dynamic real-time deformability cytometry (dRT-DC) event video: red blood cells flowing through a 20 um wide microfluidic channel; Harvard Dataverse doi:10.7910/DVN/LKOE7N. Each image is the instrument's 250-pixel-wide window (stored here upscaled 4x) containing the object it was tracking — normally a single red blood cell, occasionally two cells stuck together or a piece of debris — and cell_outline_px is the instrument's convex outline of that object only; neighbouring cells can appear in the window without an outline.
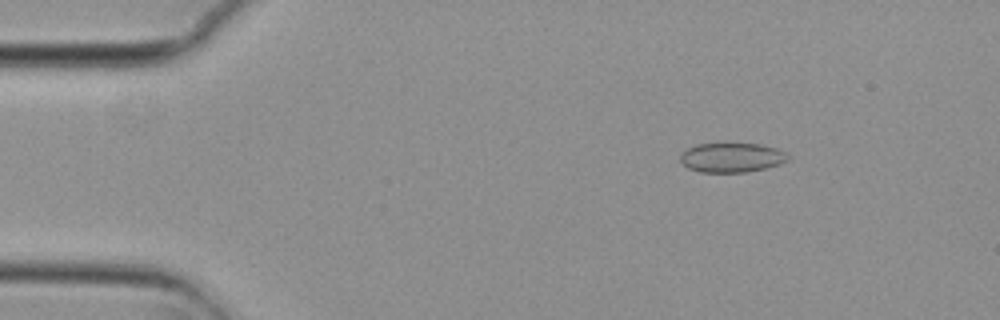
{"species": "common noctule bat (a hibernating species)", "species_latin": "Nyctalus noctula", "temperature_condition": "cold", "stored_images_in_passage": 49, "camera_frame_rate_fps": 3000, "um_per_image_px": 0.085, "animal": {"sex": "female", "body_mass_g": 29.2, "forearm_length_mm": 56.3}, "frame": {"image": 1, "passage_image": 2, "time_ms": 0.333, "image_size_px": [1000, 320], "cell_outline_px": [[788, 160], [780, 164], [768, 168], [744, 172], [700, 172], [688, 168], [680, 160], [680, 156], [688, 148], [696, 144], [724, 140], [760, 144], [776, 148], [784, 152], [788, 156]], "centroid_in_image_um": [62.18, 13.34], "position_along_channel_um": 22.8, "area_um2": 19.25}}
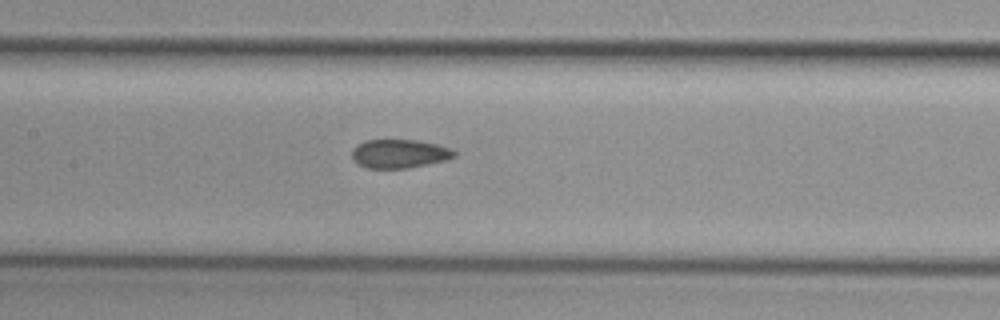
{"frame": {"image": 2, "passage_image": 20, "time_ms": 6.333, "image_size_px": [1000, 320], "cell_outline_px": [[456, 156], [448, 160], [408, 168], [368, 168], [356, 164], [352, 156], [352, 148], [356, 144], [364, 140], [416, 140], [436, 144], [452, 148], [456, 152]], "centroid_in_image_um": [33.95, 13.06], "position_along_channel_um": 173.5, "area_um2": 17.34}}
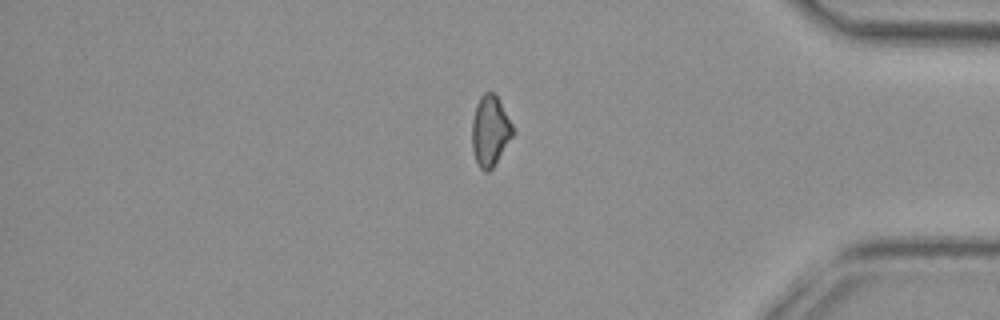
{"frame": {"image": 3, "passage_image": 40, "time_ms": 13.0, "image_size_px": [1000, 320], "cell_outline_px": [[516, 132], [492, 168], [488, 172], [484, 172], [480, 168], [476, 160], [472, 148], [472, 120], [476, 104], [480, 96], [484, 92], [496, 92]], "centroid_in_image_um": [41.67, 11.09], "position_along_channel_um": 393.5, "area_um2": 16.99}, "authors_computed_cell_mechanics": {"area_um2": 17.5134, "velocity_mm_per_s": 3.7399, "shape_relaxation_time_tau1_ms": null, "shape_relaxation_time_tau2_ms": 3.3643, "deformation_change_tau1": null, "deformation_change_tau2": 0.0818}}